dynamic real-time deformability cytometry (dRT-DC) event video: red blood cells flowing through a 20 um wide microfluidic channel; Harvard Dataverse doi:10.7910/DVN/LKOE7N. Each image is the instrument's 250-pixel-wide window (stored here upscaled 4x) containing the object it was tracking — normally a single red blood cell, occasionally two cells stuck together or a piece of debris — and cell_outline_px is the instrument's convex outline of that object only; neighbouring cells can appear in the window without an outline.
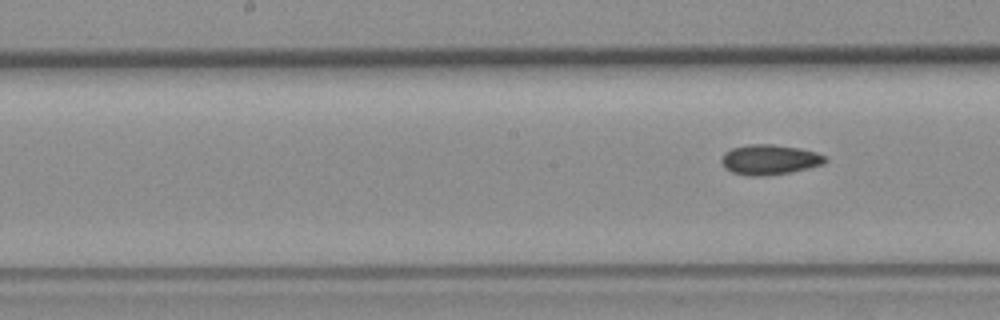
{"species": "common noctule bat (a hibernating species)", "species_latin": "Nyctalus noctula", "temperature_condition": "room temperature", "stored_images_in_passage": 9, "segment_of_instrument_passage": [2, 2], "camera_frame_rate_fps": 3000, "um_per_image_px": 0.085, "animal": {"sex": "female", "body_mass_g": 19.3, "forearm_length_mm": 54.1}, "frame": {"image": 1, "passage_image": 9, "time_ms": 10.333, "image_size_px": [1000, 320], "cell_outline_px": [[828, 160], [824, 164], [792, 172], [768, 176], [744, 176], [732, 172], [724, 168], [720, 160], [724, 152], [732, 148], [752, 144], [772, 144], [800, 148], [816, 152], [824, 156]], "centroid_in_image_um": [65.39, 13.58], "position_along_channel_um": 182.8, "area_um2": 18.44}}